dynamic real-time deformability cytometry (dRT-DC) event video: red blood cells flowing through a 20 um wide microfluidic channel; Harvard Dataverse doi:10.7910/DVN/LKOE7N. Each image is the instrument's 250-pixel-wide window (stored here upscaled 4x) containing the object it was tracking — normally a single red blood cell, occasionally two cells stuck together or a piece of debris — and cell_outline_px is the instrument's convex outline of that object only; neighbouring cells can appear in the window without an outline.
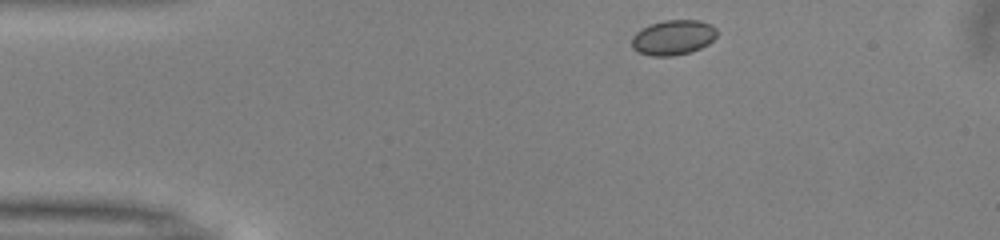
{"species": "common noctule bat (a hibernating species)", "species_latin": "Nyctalus noctula", "temperature_condition": "warm", "stored_images_in_passage": 32, "camera_frame_rate_fps": 3000, "um_per_image_px": 0.085, "animal": {"sex": "male", "body_mass_g": 13.0, "forearm_length_mm": 53.1}, "frame": {"image": 1, "passage_image": 1, "time_ms": 0.0, "image_size_px": [1000, 240], "cell_outline_px": [[716, 36], [708, 44], [700, 48], [688, 52], [672, 56], [652, 56], [636, 52], [632, 48], [632, 36], [636, 32], [652, 24], [664, 20], [700, 20], [712, 24], [716, 28]], "centroid_in_image_um": [57.21, 3.19], "position_along_channel_um": 27.8, "area_um2": 17.34}}
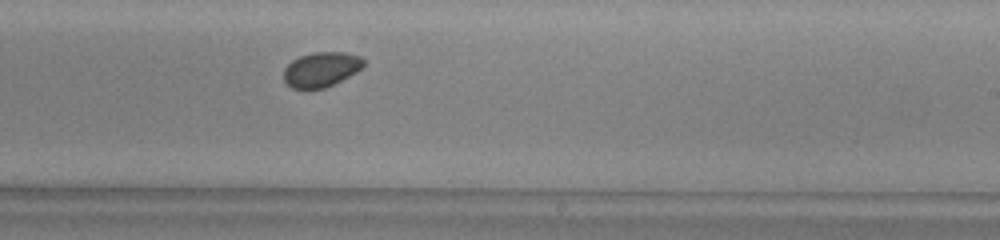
{"frame": {"image": 2, "passage_image": 23, "time_ms": 7.333, "image_size_px": [1000, 240], "cell_outline_px": [[364, 68], [324, 88], [292, 88], [284, 80], [284, 68], [292, 60], [300, 56], [312, 52], [344, 52], [360, 56], [364, 60]], "centroid_in_image_um": [27.31, 5.88], "position_along_channel_um": 261.7, "area_um2": 16.07}}
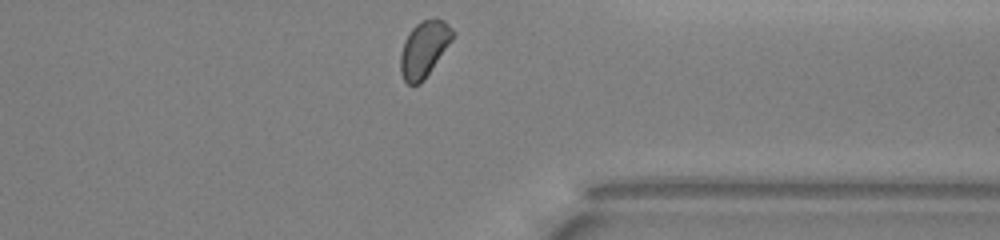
{"frame": {"image": 3, "passage_image": 32, "time_ms": 10.333, "image_size_px": [1000, 240], "cell_outline_px": [[456, 36], [424, 80], [420, 84], [408, 84], [404, 80], [400, 72], [400, 56], [404, 40], [408, 32], [416, 24], [424, 20], [444, 20], [456, 32]], "centroid_in_image_um": [36.06, 4.18], "position_along_channel_um": 375.3, "area_um2": 17.17}, "authors_computed_cell_mechanics": {"area_um2": 16.6464, "velocity_mm_per_s": 3.9843, "shape_relaxation_time_tau1_ms": null, "shape_relaxation_time_tau2_ms": 3.7083, "deformation_change_tau1": null, "deformation_change_tau2": 0.0448}}